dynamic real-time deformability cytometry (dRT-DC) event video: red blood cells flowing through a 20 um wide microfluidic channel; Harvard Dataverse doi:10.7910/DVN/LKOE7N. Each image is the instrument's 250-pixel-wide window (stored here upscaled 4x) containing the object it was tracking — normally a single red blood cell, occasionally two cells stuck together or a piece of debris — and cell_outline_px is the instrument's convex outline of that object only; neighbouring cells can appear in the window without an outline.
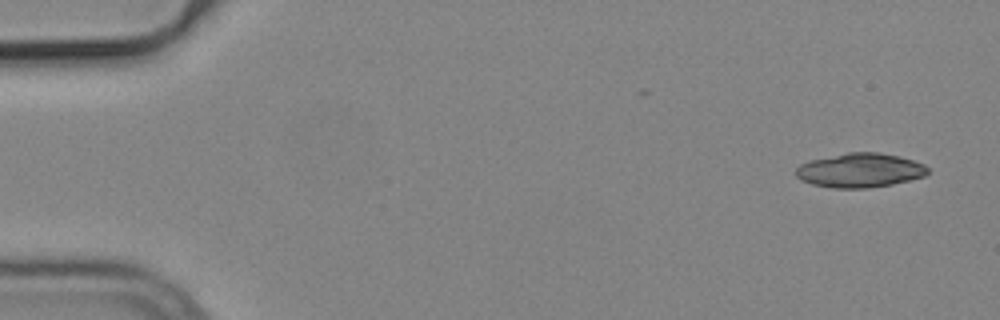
{"species": "common noctule bat (a hibernating species)", "species_latin": "Nyctalus noctula", "temperature_condition": "cold", "stored_images_in_passage": 6, "camera_frame_rate_fps": 3000, "um_per_image_px": 0.085, "animal": {"sex": "male", "body_mass_g": 19.2, "forearm_length_mm": 51.8}, "frame": {"image": 1, "passage_image": 1, "time_ms": 0.0, "image_size_px": [1000, 320], "cell_outline_px": [[928, 172], [924, 176], [892, 184], [868, 188], [832, 188], [812, 184], [800, 180], [796, 176], [796, 168], [800, 164], [808, 160], [848, 152], [880, 152], [900, 156], [924, 164], [928, 168]], "centroid_in_image_um": [73.07, 14.47], "position_along_channel_um": 11.9, "area_um2": 26.41}}